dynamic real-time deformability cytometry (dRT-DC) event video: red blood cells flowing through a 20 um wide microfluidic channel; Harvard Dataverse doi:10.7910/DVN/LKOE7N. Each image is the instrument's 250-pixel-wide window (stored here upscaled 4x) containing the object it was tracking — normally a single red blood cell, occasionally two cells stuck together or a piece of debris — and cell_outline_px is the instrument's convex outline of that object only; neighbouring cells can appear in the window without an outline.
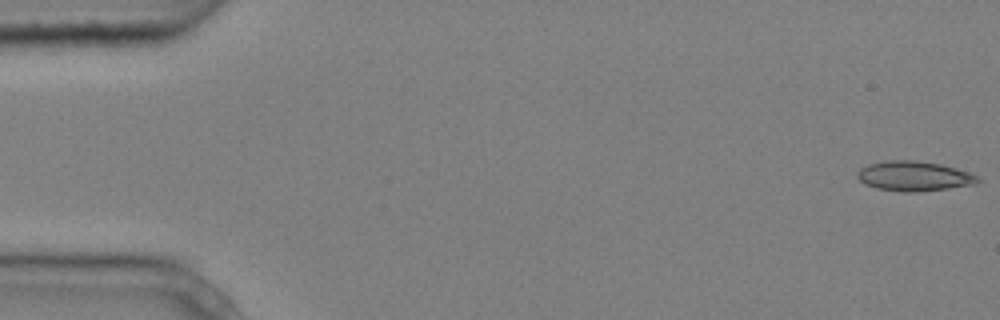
{"species": "common noctule bat (a hibernating species)", "species_latin": "Nyctalus noctula", "temperature_condition": "cold", "stored_images_in_passage": 5, "camera_frame_rate_fps": 3000, "um_per_image_px": 0.085, "animal": {"sex": "male", "body_mass_g": 20.4}, "frame": {"image": 1, "passage_image": 1, "time_ms": 0.0, "image_size_px": [1000, 320], "cell_outline_px": [[980, 180], [976, 184], [948, 188], [916, 192], [904, 192], [876, 188], [864, 184], [856, 176], [856, 172], [860, 168], [868, 164], [888, 160], [916, 160], [940, 164], [956, 168], [968, 172], [976, 176]], "centroid_in_image_um": [77.65, 14.97], "position_along_channel_um": 7.4, "area_um2": 20.92}}
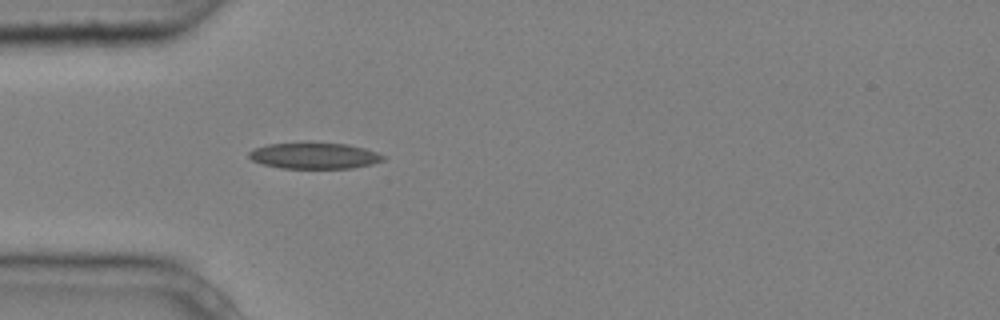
{"frame": {"image": 2, "passage_image": 5, "time_ms": 1.333, "image_size_px": [1000, 320], "cell_outline_px": [[384, 160], [372, 164], [352, 168], [280, 168], [264, 164], [252, 160], [248, 156], [248, 152], [256, 148], [268, 144], [348, 144], [364, 148], [376, 152], [384, 156]], "centroid_in_image_um": [26.73, 13.26], "position_along_channel_um": 58.3, "area_um2": 19.88}}